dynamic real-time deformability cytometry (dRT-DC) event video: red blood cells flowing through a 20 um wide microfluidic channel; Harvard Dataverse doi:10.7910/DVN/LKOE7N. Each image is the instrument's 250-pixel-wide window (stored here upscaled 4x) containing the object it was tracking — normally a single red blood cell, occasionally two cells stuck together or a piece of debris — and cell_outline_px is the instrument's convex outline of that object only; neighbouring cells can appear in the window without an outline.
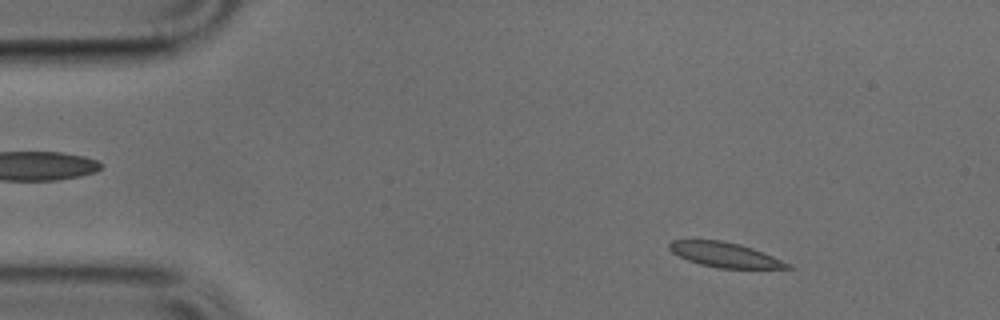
{"species": "common noctule bat (a hibernating species)", "species_latin": "Nyctalus noctula", "temperature_condition": "cold", "stored_images_in_passage": 49, "camera_frame_rate_fps": 3000, "um_per_image_px": 0.085, "animal": {"sex": "male", "body_mass_g": 17.9, "forearm_length_mm": 54.2}, "frame": {"image": 1, "passage_image": 6, "time_ms": 1.667, "image_size_px": [1000, 320], "cell_outline_px": [[796, 268], [720, 268], [700, 264], [688, 260], [672, 252], [668, 248], [668, 244], [672, 240], [720, 240], [740, 244], [752, 248], [772, 256]], "centroid_in_image_um": [61.57, 21.65], "position_along_channel_um": 23.4, "area_um2": 16.76}}
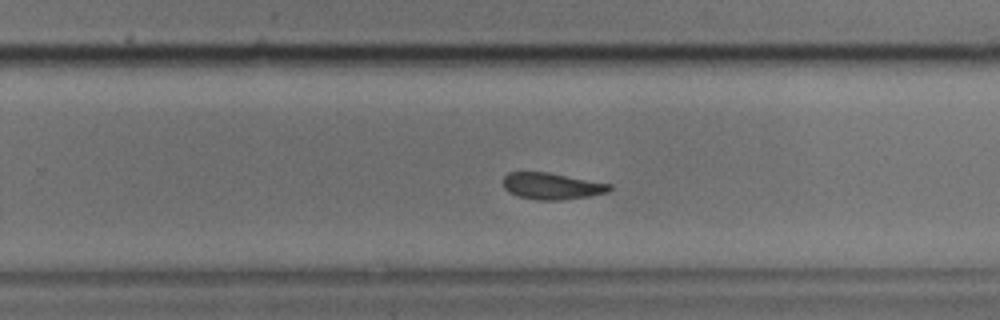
{"frame": {"image": 2, "passage_image": 31, "time_ms": 10.0, "image_size_px": [1000, 320], "cell_outline_px": [[612, 188], [608, 192], [588, 196], [564, 200], [536, 200], [516, 196], [508, 192], [504, 188], [504, 176], [508, 172], [548, 172], [612, 184]], "centroid_in_image_um": [46.89, 15.82], "position_along_channel_um": 282.9, "area_um2": 16.59}}
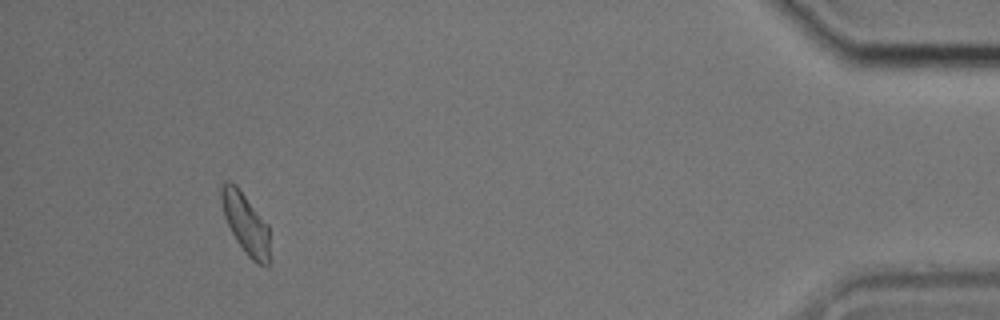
{"frame": {"image": 3, "passage_image": 46, "time_ms": 15.0, "image_size_px": [1000, 320], "cell_outline_px": [[268, 268], [252, 260], [244, 252], [236, 240], [224, 216], [220, 196], [220, 188], [224, 180], [228, 180], [236, 184], [268, 224]], "centroid_in_image_um": [20.85, 18.95], "position_along_channel_um": 414.4, "area_um2": 17.05}}